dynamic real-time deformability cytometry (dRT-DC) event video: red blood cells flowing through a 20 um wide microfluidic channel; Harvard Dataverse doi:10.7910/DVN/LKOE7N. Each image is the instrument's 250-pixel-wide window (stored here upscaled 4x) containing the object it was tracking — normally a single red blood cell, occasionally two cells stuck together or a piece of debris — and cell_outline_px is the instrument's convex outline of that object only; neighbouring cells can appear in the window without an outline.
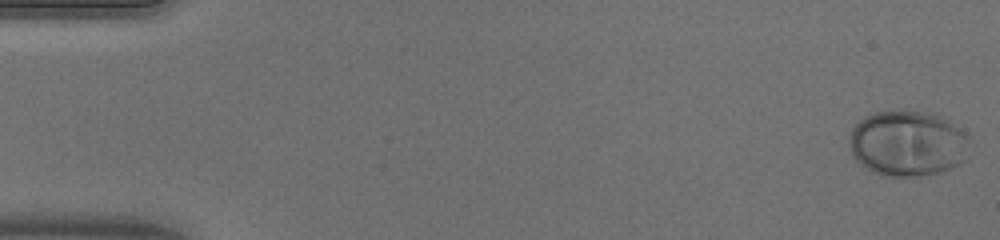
{"species": "human", "species_latin": "Homo sapiens", "temperature_condition": "warm", "stored_images_in_passage": 37, "camera_frame_rate_fps": 3000, "um_per_image_px": 0.085, "donor": {"sex": "male"}, "frame": {"image": 1, "passage_image": 1, "time_ms": 0.0, "image_size_px": [1000, 240], "cell_outline_px": [[968, 136], [964, 160], [948, 168], [936, 172], [912, 176], [880, 176], [872, 172], [856, 160], [852, 156], [848, 144], [848, 136], [852, 128], [864, 116], [876, 112], [908, 108], [940, 116], [960, 128]], "centroid_in_image_um": [77.06, 12.15], "position_along_channel_um": 7.9, "area_um2": 46.12}}
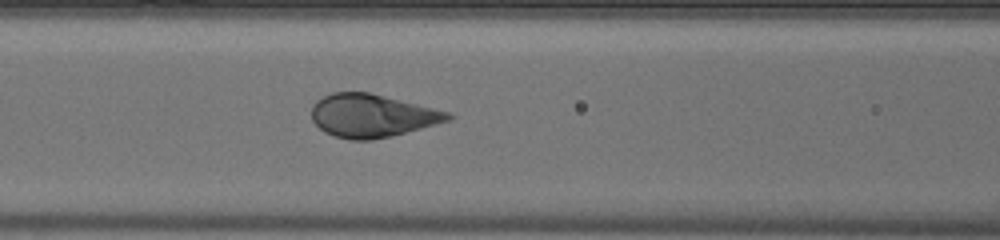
{"frame": {"image": 2, "passage_image": 22, "time_ms": 7.0, "image_size_px": [1000, 240], "cell_outline_px": [[456, 116], [448, 120], [436, 124], [392, 136], [372, 140], [348, 140], [324, 132], [312, 120], [312, 104], [316, 100], [332, 92], [368, 92], [452, 112]], "centroid_in_image_um": [31.63, 9.83], "position_along_channel_um": 135.0, "area_um2": 34.28}}
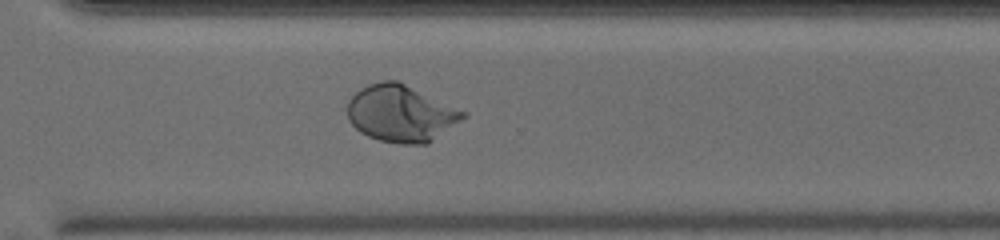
{"frame": {"image": 3, "passage_image": 37, "time_ms": 12.0, "image_size_px": [1000, 240], "cell_outline_px": [[468, 116], [428, 144], [400, 144], [380, 140], [368, 136], [360, 132], [348, 120], [348, 100], [360, 88], [368, 84], [384, 80], [396, 80], [468, 112]], "centroid_in_image_um": [34.1, 9.65], "position_along_channel_um": 336.5, "area_um2": 38.38}}